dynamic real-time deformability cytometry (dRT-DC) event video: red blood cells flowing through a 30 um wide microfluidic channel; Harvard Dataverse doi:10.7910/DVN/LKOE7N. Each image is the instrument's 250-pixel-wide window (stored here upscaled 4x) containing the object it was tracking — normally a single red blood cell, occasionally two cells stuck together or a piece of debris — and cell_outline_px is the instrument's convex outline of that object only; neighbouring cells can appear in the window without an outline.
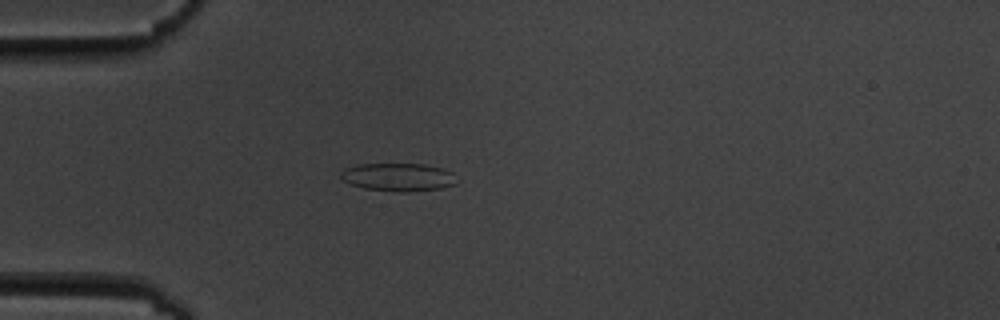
{"species": "common noctule bat (a hibernating species)", "species_latin": "Nyctalus noctula", "temperature_condition": "cold", "stored_images_in_passage": 5, "camera_frame_rate_fps": 3000, "um_per_image_px": 0.085, "animal": {"sex": "male", "body_mass_g": 19.5, "forearm_length_mm": 54.6}, "frame": {"image": 1, "passage_image": 4, "time_ms": 4.333, "image_size_px": [1000, 320], "cell_outline_px": [[456, 184], [440, 188], [408, 192], [396, 192], [364, 188], [352, 184], [344, 180], [340, 176], [340, 172], [344, 168], [356, 164], [424, 164], [440, 168], [452, 172]], "centroid_in_image_um": [33.81, 15.05], "position_along_channel_um": 51.2, "area_um2": 18.84}}